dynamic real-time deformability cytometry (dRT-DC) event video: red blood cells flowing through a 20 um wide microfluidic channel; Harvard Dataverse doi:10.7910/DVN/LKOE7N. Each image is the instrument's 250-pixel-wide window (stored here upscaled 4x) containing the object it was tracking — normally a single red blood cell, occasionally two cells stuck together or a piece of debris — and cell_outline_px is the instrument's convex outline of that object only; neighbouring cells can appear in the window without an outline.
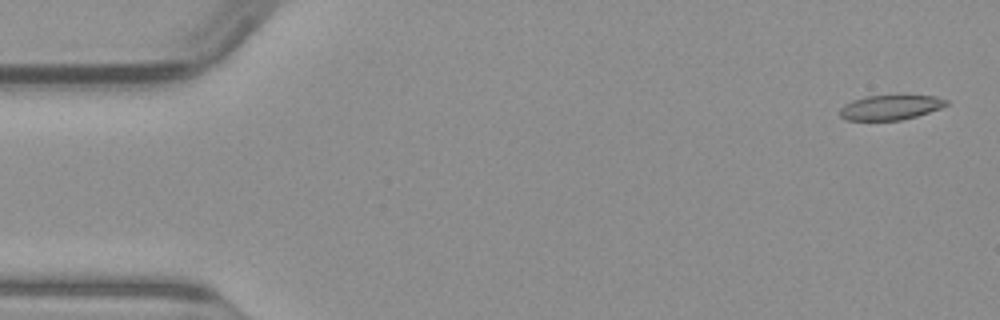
{"species": "common noctule bat (a hibernating species)", "species_latin": "Nyctalus noctula", "temperature_condition": "warm", "stored_images_in_passage": 9, "camera_frame_rate_fps": 3000, "um_per_image_px": 0.085, "animal": {"sex": "male", "body_mass_g": 23.1, "forearm_length_mm": 52.7}, "frame": {"image": 1, "passage_image": 2, "time_ms": 0.333, "image_size_px": [1000, 320], "cell_outline_px": [[948, 104], [940, 108], [916, 116], [900, 120], [848, 120], [840, 116], [840, 108], [844, 104], [852, 100], [864, 96], [904, 92], [936, 96], [948, 100]], "centroid_in_image_um": [75.72, 9.06], "position_along_channel_um": 9.3, "area_um2": 16.24}}